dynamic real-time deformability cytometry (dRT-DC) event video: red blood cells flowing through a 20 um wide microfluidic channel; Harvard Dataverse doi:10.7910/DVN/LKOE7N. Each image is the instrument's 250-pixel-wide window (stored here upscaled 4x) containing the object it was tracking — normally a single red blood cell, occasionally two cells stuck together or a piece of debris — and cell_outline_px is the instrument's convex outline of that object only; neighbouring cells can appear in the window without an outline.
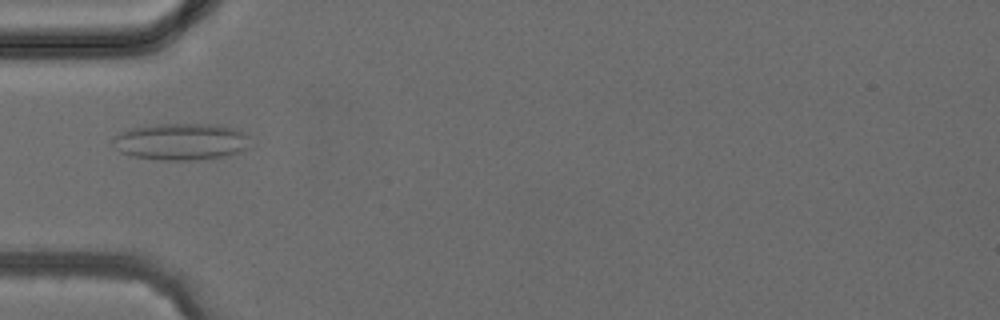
{"species": "common noctule bat (a hibernating species)", "species_latin": "Nyctalus noctula", "temperature_condition": "cold", "stored_images_in_passage": 3, "camera_frame_rate_fps": 3000, "um_per_image_px": 0.085, "animal": {"sex": "female", "body_mass_g": 24.6, "forearm_length_mm": 56.2}, "frame": {"image": 1, "passage_image": 3, "time_ms": 2.667, "image_size_px": [1000, 320], "cell_outline_px": [[248, 148], [240, 152], [228, 156], [196, 160], [156, 160], [132, 156], [120, 152], [112, 144], [112, 140], [120, 132], [128, 128], [156, 124], [216, 124], [236, 128], [244, 132], [248, 136]], "centroid_in_image_um": [15.39, 12.04], "position_along_channel_um": 69.6, "area_um2": 29.88}}